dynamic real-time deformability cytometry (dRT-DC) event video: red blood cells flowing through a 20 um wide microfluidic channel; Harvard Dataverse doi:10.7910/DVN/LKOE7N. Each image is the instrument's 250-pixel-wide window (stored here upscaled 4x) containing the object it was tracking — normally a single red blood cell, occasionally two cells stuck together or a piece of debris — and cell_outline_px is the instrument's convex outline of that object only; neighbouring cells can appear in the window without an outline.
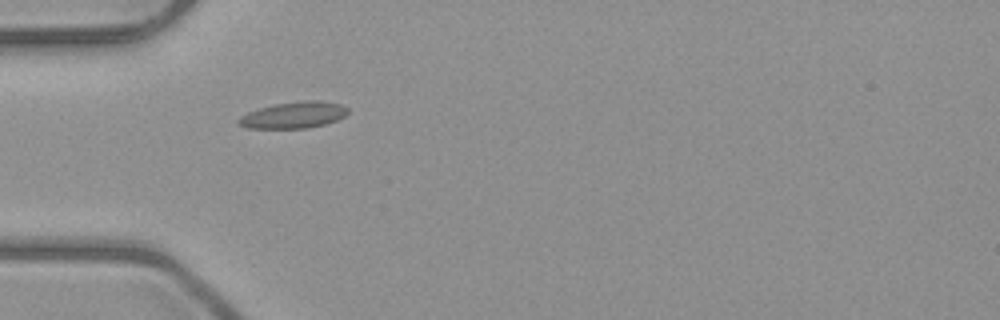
{"species": "common noctule bat (a hibernating species)", "species_latin": "Nyctalus noctula", "temperature_condition": "room temperature", "stored_images_in_passage": 5, "camera_frame_rate_fps": 3000, "um_per_image_px": 0.085, "animal": {"sex": "male", "body_mass_g": 23.1, "forearm_length_mm": 52.7}, "frame": {"image": 1, "passage_image": 4, "time_ms": 3.667, "image_size_px": [1000, 320], "cell_outline_px": [[348, 112], [344, 116], [336, 120], [324, 124], [304, 128], [248, 128], [240, 124], [236, 120], [240, 116], [256, 108], [276, 104], [304, 100], [320, 100], [340, 104], [348, 108]], "centroid_in_image_um": [24.94, 9.76], "position_along_channel_um": 60.1, "area_um2": 16.76}}
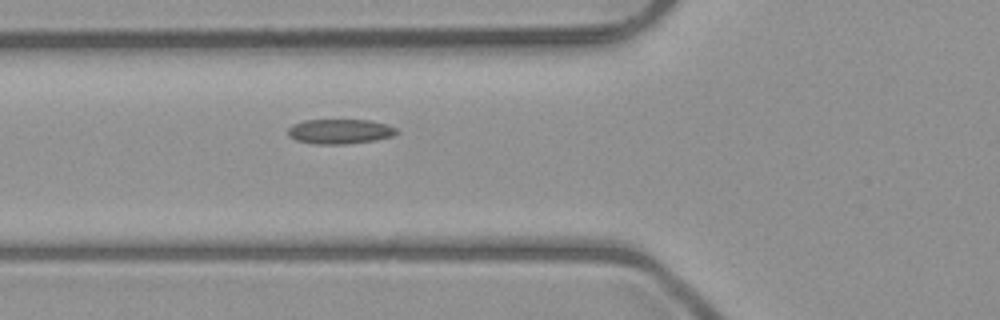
{"frame": {"image": 2, "passage_image": 5, "time_ms": 4.667, "image_size_px": [1000, 320], "cell_outline_px": [[400, 132], [392, 136], [376, 140], [344, 144], [312, 144], [296, 140], [288, 136], [288, 128], [292, 124], [304, 120], [372, 120], [396, 128]], "centroid_in_image_um": [28.87, 11.17], "position_along_channel_um": 96.9, "area_um2": 15.78}}